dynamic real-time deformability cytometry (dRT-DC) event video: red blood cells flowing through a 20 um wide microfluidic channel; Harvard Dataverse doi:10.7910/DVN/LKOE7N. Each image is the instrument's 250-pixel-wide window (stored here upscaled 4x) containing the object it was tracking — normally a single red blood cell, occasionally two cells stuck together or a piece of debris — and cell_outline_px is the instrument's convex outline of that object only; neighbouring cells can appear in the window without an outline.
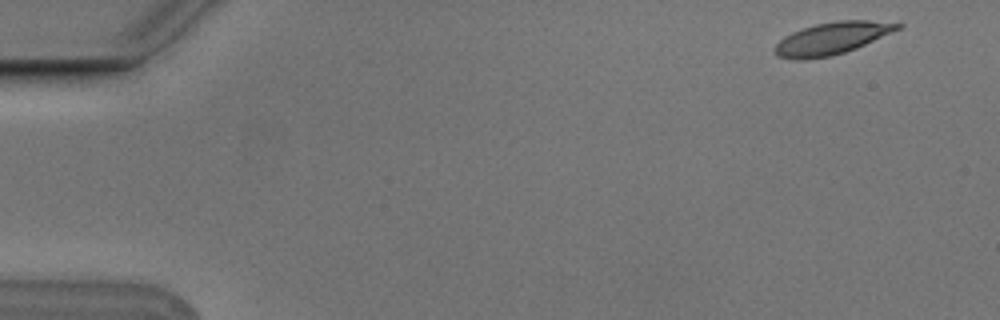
{"species": "Egyptian fruit bat (a non-hibernating species)", "species_latin": "Rousettus aegyptiacus", "temperature_condition": "cold", "stored_images_in_passage": 6, "camera_frame_rate_fps": 3000, "um_per_image_px": 0.085, "animal": {"sex": "male"}, "frame": {"image": 1, "passage_image": 1, "time_ms": 0.0, "image_size_px": [1000, 320], "cell_outline_px": [[904, 24], [900, 28], [856, 48], [832, 56], [804, 60], [796, 60], [776, 56], [772, 48], [784, 36], [792, 32], [816, 24], [840, 20], [868, 20]], "centroid_in_image_um": [70.65, 3.27], "position_along_channel_um": 14.4, "area_um2": 22.89}}
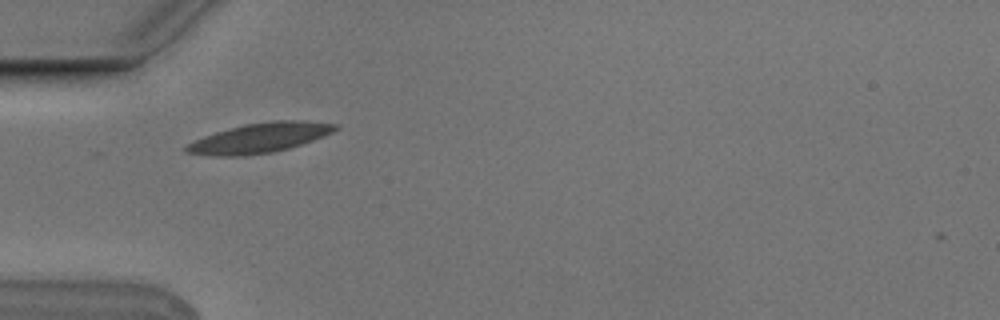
{"frame": {"image": 2, "passage_image": 5, "time_ms": 1.333, "image_size_px": [1000, 320], "cell_outline_px": [[340, 128], [324, 136], [288, 148], [272, 152], [240, 156], [208, 156], [184, 152], [184, 148], [188, 144], [204, 136], [228, 128], [244, 124], [276, 120], [304, 120], [340, 124]], "centroid_in_image_um": [22.08, 11.71], "position_along_channel_um": 62.9, "area_um2": 25.84}}